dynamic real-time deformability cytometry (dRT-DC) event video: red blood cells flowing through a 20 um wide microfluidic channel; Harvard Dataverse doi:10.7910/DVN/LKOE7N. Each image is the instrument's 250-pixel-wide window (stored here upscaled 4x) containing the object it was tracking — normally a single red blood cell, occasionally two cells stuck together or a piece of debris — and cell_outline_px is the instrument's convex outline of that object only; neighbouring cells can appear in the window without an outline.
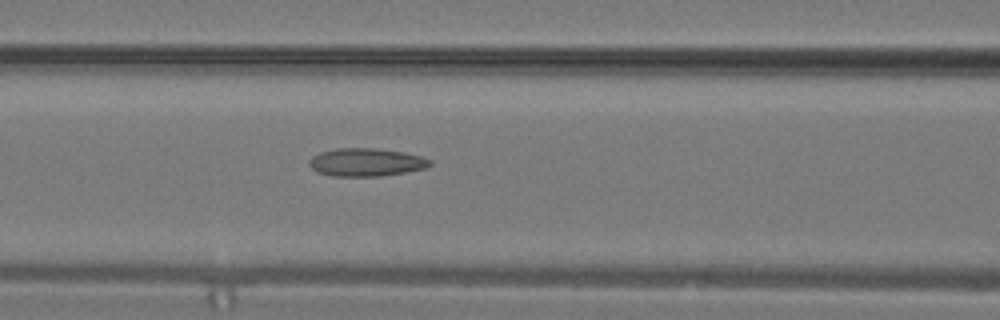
{"species": "common noctule bat (a hibernating species)", "species_latin": "Nyctalus noctula", "temperature_condition": "warm", "stored_images_in_passage": 15, "camera_frame_rate_fps": 3000, "um_per_image_px": 0.085, "animal": {"sex": "male", "body_mass_g": 19.2, "forearm_length_mm": 51.8}, "frame": {"image": 1, "passage_image": 13, "time_ms": 4.0, "image_size_px": [1000, 320], "cell_outline_px": [[432, 164], [428, 168], [380, 176], [332, 176], [316, 172], [308, 164], [308, 160], [312, 156], [320, 152], [336, 148], [376, 148], [404, 152], [420, 156], [432, 160]], "centroid_in_image_um": [31.11, 13.79], "position_along_channel_um": 135.5, "area_um2": 19.88}}
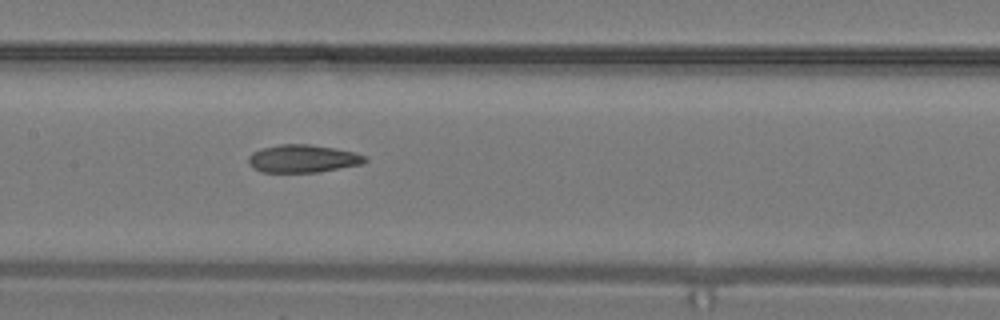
{"frame": {"image": 2, "passage_image": 15, "time_ms": 4.667, "image_size_px": [1000, 320], "cell_outline_px": [[368, 160], [360, 164], [316, 172], [260, 172], [252, 168], [248, 164], [248, 156], [252, 152], [260, 148], [280, 144], [308, 144], [336, 148], [352, 152], [364, 156]], "centroid_in_image_um": [25.65, 13.48], "position_along_channel_um": 181.7, "area_um2": 18.84}}